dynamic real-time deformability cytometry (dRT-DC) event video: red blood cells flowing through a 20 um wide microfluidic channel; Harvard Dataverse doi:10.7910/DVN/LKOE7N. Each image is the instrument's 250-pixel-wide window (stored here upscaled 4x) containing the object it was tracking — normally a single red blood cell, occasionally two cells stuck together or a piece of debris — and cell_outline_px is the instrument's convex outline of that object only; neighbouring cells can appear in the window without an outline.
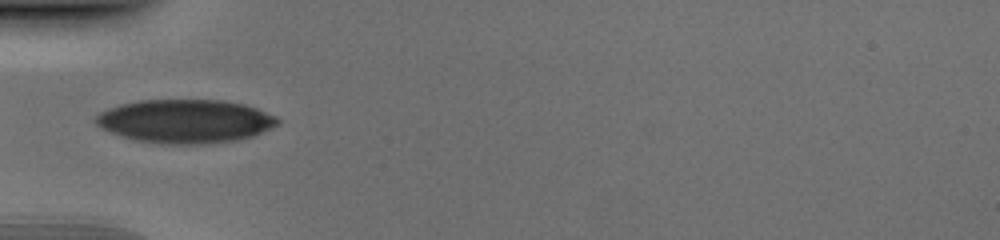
{"species": "human", "species_latin": "Homo sapiens", "temperature_condition": "cold", "stored_images_in_passage": 30, "camera_frame_rate_fps": 3000, "um_per_image_px": 0.085, "donor": {"sex": "male"}, "frame": {"image": 1, "passage_image": 1, "time_ms": 0.0, "image_size_px": [1000, 240], "cell_outline_px": [[280, 124], [252, 136], [236, 140], [204, 144], [160, 144], [136, 140], [120, 136], [100, 128], [92, 120], [100, 112], [108, 108], [120, 104], [140, 100], [224, 100], [244, 104], [256, 108], [276, 116], [280, 120]], "centroid_in_image_um": [15.72, 10.3], "position_along_channel_um": 69.3, "area_um2": 46.47}}
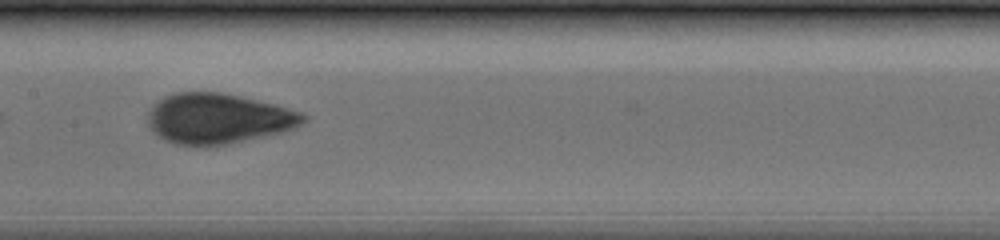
{"frame": {"image": 2, "passage_image": 10, "time_ms": 3.0, "image_size_px": [1000, 240], "cell_outline_px": [[308, 120], [296, 128], [264, 136], [228, 144], [204, 148], [196, 148], [172, 144], [156, 136], [152, 132], [148, 124], [148, 112], [164, 96], [176, 92], [220, 92], [240, 96], [276, 104], [300, 112], [308, 116]], "centroid_in_image_um": [18.53, 10.11], "position_along_channel_um": 188.9, "area_um2": 46.3}}
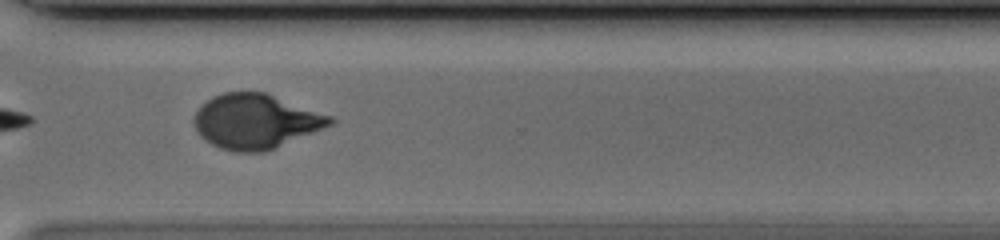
{"frame": {"image": 3, "passage_image": 22, "time_ms": 7.0, "image_size_px": [1000, 240], "cell_outline_px": [[336, 120], [332, 124], [264, 152], [236, 152], [220, 148], [212, 144], [200, 136], [192, 120], [196, 112], [212, 96], [224, 92], [264, 92], [332, 116]], "centroid_in_image_um": [21.71, 10.31], "position_along_channel_um": 348.9, "area_um2": 42.77}}